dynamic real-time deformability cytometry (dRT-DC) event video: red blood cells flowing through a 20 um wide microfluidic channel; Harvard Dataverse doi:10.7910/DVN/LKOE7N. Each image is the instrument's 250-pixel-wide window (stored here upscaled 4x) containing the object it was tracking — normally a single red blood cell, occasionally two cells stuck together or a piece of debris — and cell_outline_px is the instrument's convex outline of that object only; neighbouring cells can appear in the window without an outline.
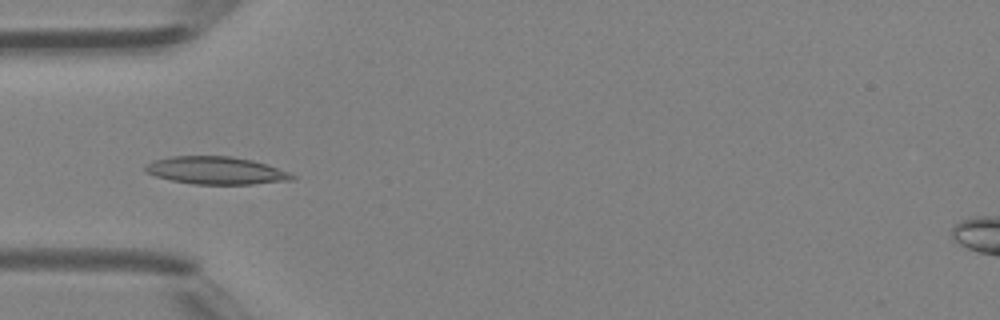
{"species": "Egyptian fruit bat (a non-hibernating species)", "species_latin": "Rousettus aegyptiacus", "temperature_condition": "room temperature", "stored_images_in_passage": 32, "camera_frame_rate_fps": 3000, "um_per_image_px": 0.085, "animal": {"sex": "female"}, "frame": {"image": 1, "passage_image": 1, "time_ms": 0.0, "image_size_px": [1000, 320], "cell_outline_px": [[296, 180], [252, 184], [192, 184], [172, 180], [156, 176], [144, 172], [144, 164], [152, 160], [172, 156], [232, 156], [252, 160], [288, 172], [296, 176]], "centroid_in_image_um": [18.32, 14.49], "position_along_channel_um": 66.7, "area_um2": 23.7}}
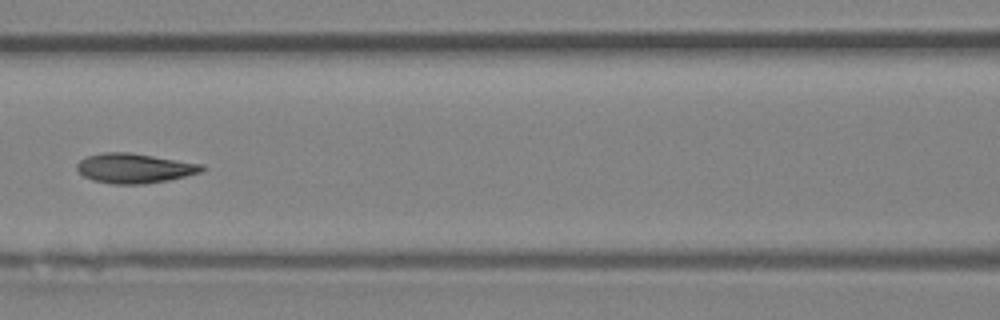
{"frame": {"image": 2, "passage_image": 7, "time_ms": 2.0, "image_size_px": [1000, 320], "cell_outline_px": [[208, 168], [200, 172], [168, 180], [144, 184], [112, 184], [92, 180], [84, 176], [76, 168], [76, 164], [84, 156], [104, 152], [128, 152], [204, 164]], "centroid_in_image_um": [11.42, 14.29], "position_along_channel_um": 155.2, "area_um2": 21.73}}
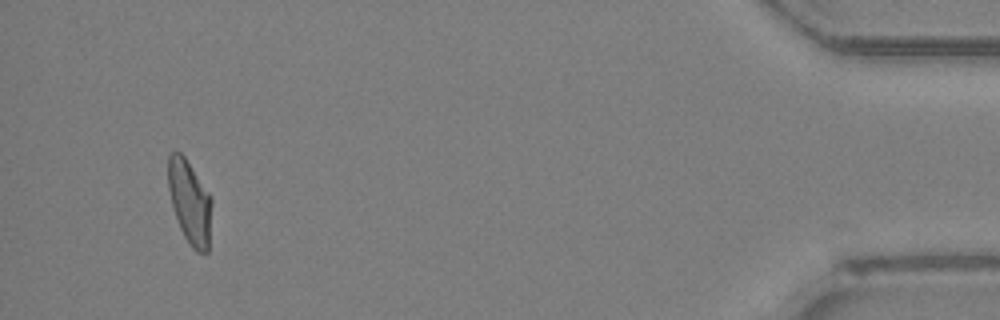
{"frame": {"image": 3, "passage_image": 30, "time_ms": 9.667, "image_size_px": [1000, 320], "cell_outline_px": [[212, 204], [208, 252], [196, 252], [192, 248], [184, 236], [180, 228], [172, 204], [168, 188], [168, 152], [180, 152], [184, 156], [212, 196]], "centroid_in_image_um": [16.14, 17.16], "position_along_channel_um": 419.1, "area_um2": 21.27}, "authors_computed_cell_mechanics": {"area_um2": 21.3571, "velocity_mm_per_s": 4.4562, "shape_relaxation_time_tau1_ms": 3.955, "shape_relaxation_time_tau2_ms": 1.7386, "deformation_change_tau1": 0.1492, "deformation_change_tau2": 0.0605}}